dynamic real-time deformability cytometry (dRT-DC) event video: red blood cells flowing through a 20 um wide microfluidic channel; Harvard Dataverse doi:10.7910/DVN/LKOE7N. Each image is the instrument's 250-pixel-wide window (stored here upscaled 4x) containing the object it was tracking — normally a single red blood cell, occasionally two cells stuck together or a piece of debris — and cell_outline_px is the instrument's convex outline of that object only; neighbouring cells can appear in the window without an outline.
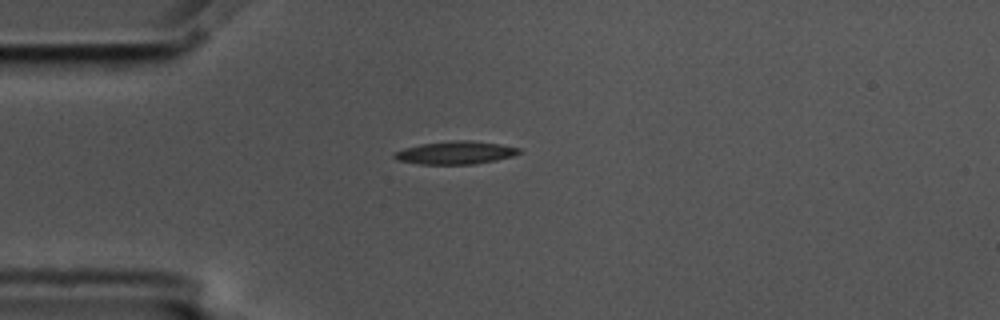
{"species": "common noctule bat (a hibernating species)", "species_latin": "Nyctalus noctula", "temperature_condition": "cold", "stored_images_in_passage": 1, "camera_frame_rate_fps": 3000, "um_per_image_px": 0.085, "animal": {"sex": "male", "body_mass_g": 17.5, "forearm_length_mm": 52.3}, "frame": {"image": 1, "passage_image": 1, "time_ms": 0.0, "image_size_px": [1000, 320], "cell_outline_px": [[520, 152], [512, 156], [496, 160], [472, 164], [420, 164], [396, 160], [392, 156], [396, 152], [404, 148], [420, 144], [456, 140], [472, 140], [500, 144], [520, 148]], "centroid_in_image_um": [38.7, 12.97], "position_along_channel_um": 46.3, "area_um2": 16.59}}